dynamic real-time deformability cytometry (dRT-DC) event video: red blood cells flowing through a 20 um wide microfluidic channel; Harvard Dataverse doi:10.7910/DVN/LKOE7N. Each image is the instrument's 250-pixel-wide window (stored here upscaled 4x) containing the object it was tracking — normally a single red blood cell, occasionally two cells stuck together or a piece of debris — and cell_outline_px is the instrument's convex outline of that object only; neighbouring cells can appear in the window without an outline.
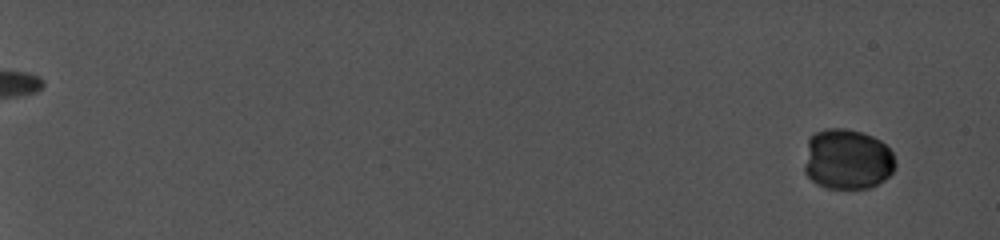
{"species": "common noctule bat (a hibernating species)", "species_latin": "Nyctalus noctula", "temperature_condition": "cold", "stored_images_in_passage": 93, "camera_frame_rate_fps": 5000, "um_per_image_px": 0.085, "animal": {"sex": "female", "body_mass_g": 19.0, "forearm_length_mm": 56.7}, "frame": {"image": 1, "passage_image": 1, "time_ms": 0.0, "image_size_px": [1000, 240], "cell_outline_px": [[896, 168], [884, 180], [868, 188], [828, 188], [816, 184], [804, 172], [804, 164], [808, 140], [816, 132], [828, 128], [844, 128], [860, 132], [872, 136], [880, 140], [892, 152], [896, 164]], "centroid_in_image_um": [72.02, 13.54], "position_along_channel_um": 13.0, "area_um2": 32.08}}
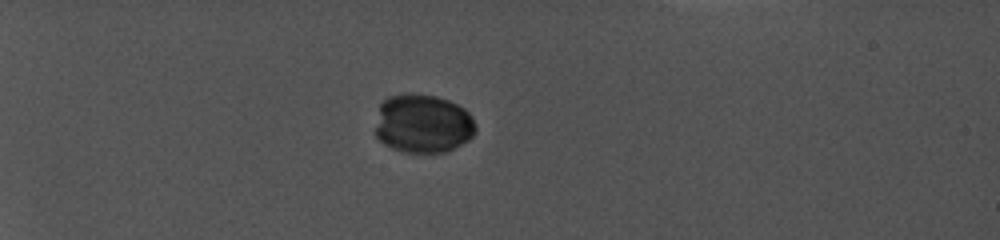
{"frame": {"image": 2, "passage_image": 38, "time_ms": 6.0, "image_size_px": [1000, 240], "cell_outline_px": [[476, 132], [468, 140], [444, 152], [408, 152], [392, 148], [380, 140], [376, 136], [376, 128], [380, 100], [388, 96], [436, 96], [460, 104], [472, 116], [476, 124]], "centroid_in_image_um": [35.97, 10.52], "position_along_channel_um": 49.0, "area_um2": 33.93}}